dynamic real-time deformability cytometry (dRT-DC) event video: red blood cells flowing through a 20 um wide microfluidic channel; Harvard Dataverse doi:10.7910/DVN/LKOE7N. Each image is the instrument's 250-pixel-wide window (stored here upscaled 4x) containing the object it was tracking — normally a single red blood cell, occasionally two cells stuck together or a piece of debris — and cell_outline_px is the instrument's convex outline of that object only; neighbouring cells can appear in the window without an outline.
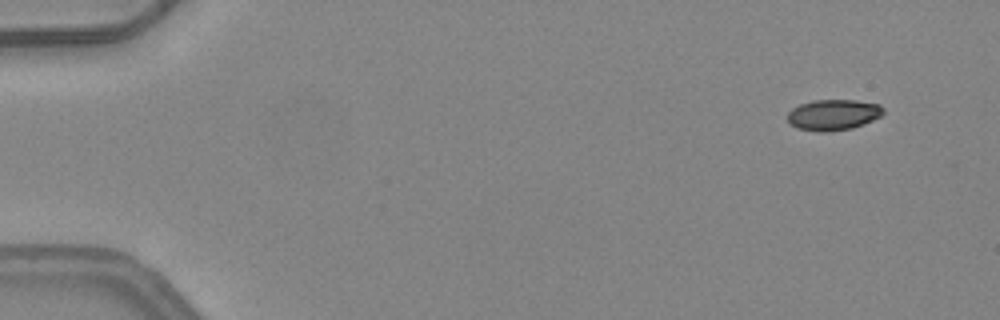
{"species": "common noctule bat (a hibernating species)", "species_latin": "Nyctalus noctula", "temperature_condition": "warm", "stored_images_in_passage": 5, "camera_frame_rate_fps": 3000, "um_per_image_px": 0.085, "animal": {"sex": "female", "body_mass_g": 24.6, "forearm_length_mm": 56.2}, "frame": {"image": 1, "passage_image": 1, "time_ms": 0.0, "image_size_px": [1000, 320], "cell_outline_px": [[884, 112], [880, 116], [864, 124], [852, 128], [824, 132], [820, 132], [796, 128], [788, 120], [788, 112], [792, 108], [800, 104], [812, 100], [856, 100], [880, 104], [884, 108]], "centroid_in_image_um": [70.84, 9.75], "position_along_channel_um": 14.2, "area_um2": 17.22}}
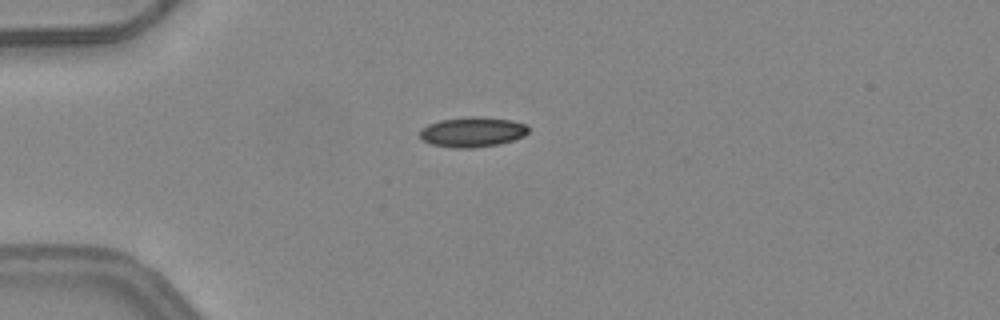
{"frame": {"image": 2, "passage_image": 3, "time_ms": 0.667, "image_size_px": [1000, 320], "cell_outline_px": [[528, 132], [524, 136], [500, 144], [472, 148], [452, 148], [432, 144], [424, 140], [420, 136], [420, 128], [428, 124], [440, 120], [468, 116], [480, 116], [512, 120], [528, 124]], "centroid_in_image_um": [40.17, 11.21], "position_along_channel_um": 44.8, "area_um2": 19.19}}